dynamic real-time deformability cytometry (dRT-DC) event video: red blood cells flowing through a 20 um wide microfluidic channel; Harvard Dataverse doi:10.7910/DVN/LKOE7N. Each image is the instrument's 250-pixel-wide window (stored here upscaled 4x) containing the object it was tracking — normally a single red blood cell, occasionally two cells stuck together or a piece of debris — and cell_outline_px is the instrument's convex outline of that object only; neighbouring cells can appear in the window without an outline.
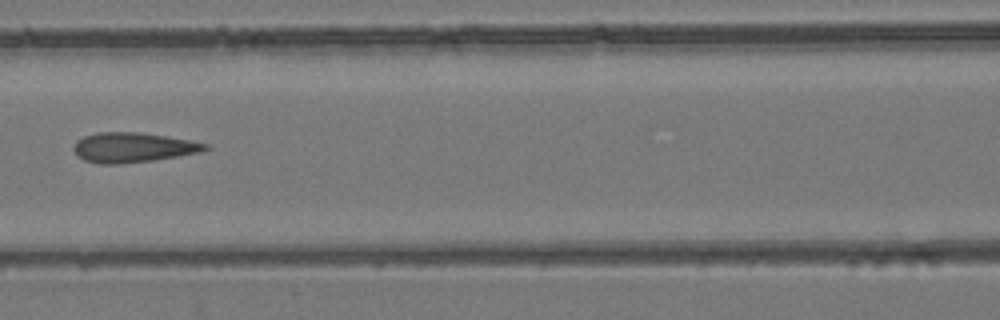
{"species": "common noctule bat (a hibernating species)", "species_latin": "Nyctalus noctula", "temperature_condition": "room temperature", "stored_images_in_passage": 5, "camera_frame_rate_fps": 3000, "um_per_image_px": 0.085, "animal": {"sex": "female", "body_mass_g": 24.6, "forearm_length_mm": 56.2}, "frame": {"image": 1, "passage_image": 4, "time_ms": 4.333, "image_size_px": [1000, 320], "cell_outline_px": [[212, 148], [200, 152], [152, 160], [120, 164], [100, 164], [84, 160], [72, 148], [76, 140], [84, 136], [96, 132], [140, 132], [188, 140], [208, 144]], "centroid_in_image_um": [11.28, 12.53], "position_along_channel_um": 155.3, "area_um2": 22.72}}
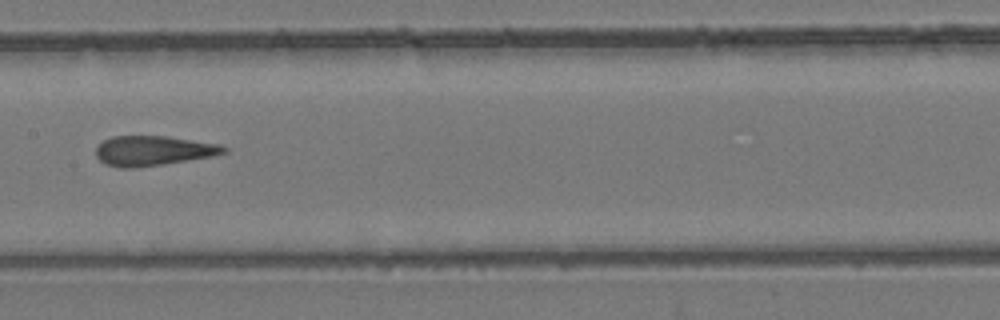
{"frame": {"image": 2, "passage_image": 5, "time_ms": 5.333, "image_size_px": [1000, 320], "cell_outline_px": [[228, 152], [212, 156], [188, 160], [136, 168], [120, 168], [104, 164], [96, 156], [96, 148], [104, 140], [112, 136], [168, 136], [220, 144], [228, 148]], "centroid_in_image_um": [13.03, 12.81], "position_along_channel_um": 194.4, "area_um2": 22.31}}